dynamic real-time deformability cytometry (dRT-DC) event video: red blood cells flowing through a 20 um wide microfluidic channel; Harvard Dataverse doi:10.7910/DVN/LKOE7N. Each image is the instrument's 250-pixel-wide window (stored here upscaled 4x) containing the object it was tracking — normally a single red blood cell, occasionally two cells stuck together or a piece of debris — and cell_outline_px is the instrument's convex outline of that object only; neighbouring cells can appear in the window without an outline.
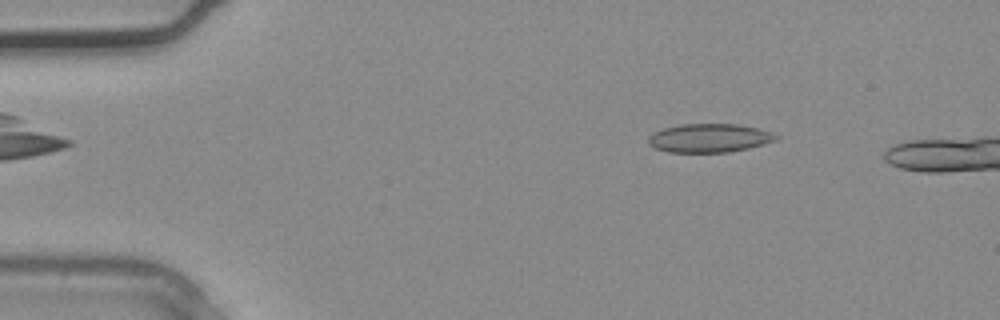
{"species": "common noctule bat (a hibernating species)", "species_latin": "Nyctalus noctula", "temperature_condition": "warm", "stored_images_in_passage": 4, "camera_frame_rate_fps": 3000, "um_per_image_px": 0.085, "animal": {"sex": "male", "body_mass_g": 20.4}, "frame": {"image": 1, "passage_image": 2, "time_ms": 0.333, "image_size_px": [1000, 320], "cell_outline_px": [[780, 136], [776, 140], [764, 144], [748, 148], [728, 152], [668, 152], [656, 148], [648, 144], [648, 136], [664, 128], [680, 124], [736, 124], [760, 128], [772, 132]], "centroid_in_image_um": [60.32, 11.73], "position_along_channel_um": 24.7, "area_um2": 21.33}}